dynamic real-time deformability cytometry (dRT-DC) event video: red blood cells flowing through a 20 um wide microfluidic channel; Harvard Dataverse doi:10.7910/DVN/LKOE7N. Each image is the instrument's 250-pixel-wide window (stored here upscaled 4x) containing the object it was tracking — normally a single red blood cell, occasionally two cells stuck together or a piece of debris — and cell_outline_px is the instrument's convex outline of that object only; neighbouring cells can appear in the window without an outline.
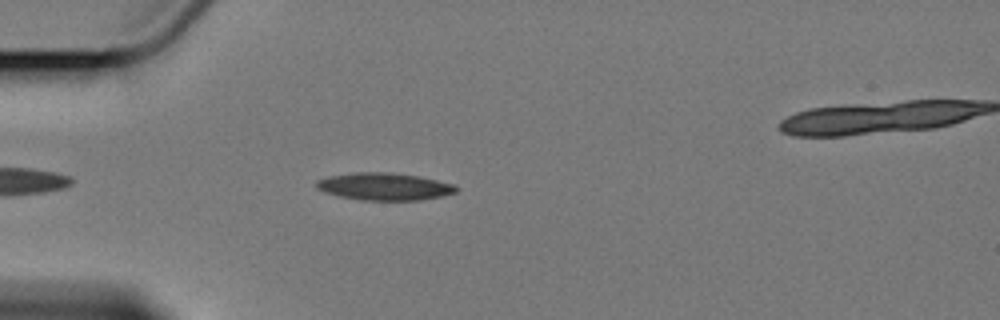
{"species": "Egyptian fruit bat (a non-hibernating species)", "species_latin": "Rousettus aegyptiacus", "temperature_condition": "cold", "stored_images_in_passage": 2, "camera_frame_rate_fps": 3000, "um_per_image_px": 0.085, "animal": {"sex": "female"}, "frame": {"image": 1, "passage_image": 1, "time_ms": 0.0, "image_size_px": [1000, 320], "cell_outline_px": [[460, 188], [456, 192], [440, 196], [420, 200], [360, 200], [340, 196], [324, 192], [316, 188], [316, 180], [328, 176], [356, 172], [392, 172], [416, 176], [436, 180], [452, 184]], "centroid_in_image_um": [32.63, 15.85], "position_along_channel_um": 52.4, "area_um2": 22.2}}